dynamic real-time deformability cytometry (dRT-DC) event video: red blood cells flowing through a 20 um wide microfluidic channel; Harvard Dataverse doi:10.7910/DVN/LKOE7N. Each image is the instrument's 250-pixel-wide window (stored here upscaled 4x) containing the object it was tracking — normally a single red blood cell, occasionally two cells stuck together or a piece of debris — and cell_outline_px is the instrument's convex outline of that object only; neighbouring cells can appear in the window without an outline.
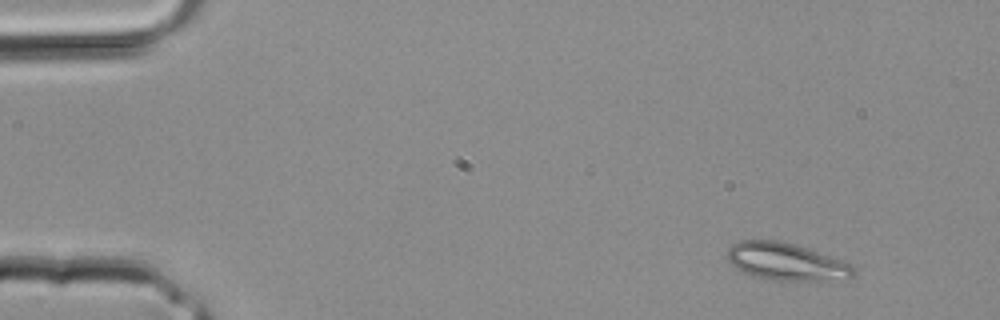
{"species": "common noctule bat (a hibernating species)", "species_latin": "Nyctalus noctula", "temperature_condition": "room temperature", "stored_images_in_passage": 3, "camera_frame_rate_fps": 3000, "um_per_image_px": 0.085, "animal": {"sex": "male", "body_mass_g": 20.4}, "frame": {"image": 1, "passage_image": 1, "time_ms": 0.0, "image_size_px": [1000, 320], "cell_outline_px": [[852, 276], [848, 280], [776, 280], [744, 272], [736, 268], [724, 256], [728, 248], [732, 244], [740, 240], [776, 240], [796, 244], [840, 260], [848, 264], [852, 268]], "centroid_in_image_um": [66.77, 22.22], "position_along_channel_um": 18.2, "area_um2": 27.11}}